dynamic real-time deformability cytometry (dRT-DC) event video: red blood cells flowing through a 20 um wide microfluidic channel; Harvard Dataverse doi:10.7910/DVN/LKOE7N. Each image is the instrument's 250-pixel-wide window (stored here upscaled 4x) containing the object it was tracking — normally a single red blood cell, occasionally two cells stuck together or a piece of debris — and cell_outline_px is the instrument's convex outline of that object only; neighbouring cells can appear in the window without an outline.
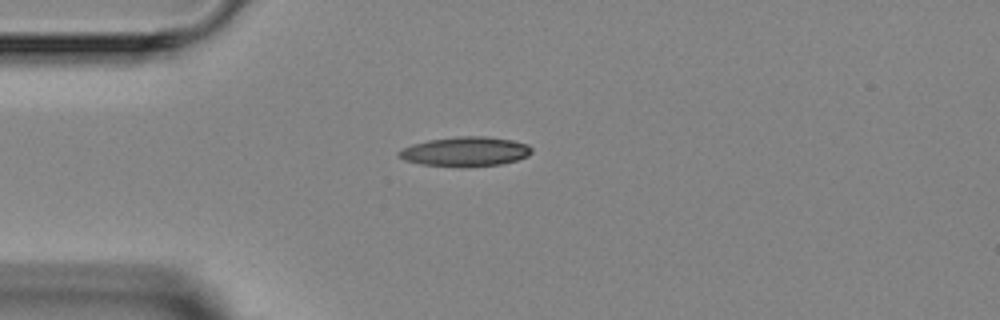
{"species": "Egyptian fruit bat (a non-hibernating species)", "species_latin": "Rousettus aegyptiacus", "temperature_condition": "room temperature", "stored_images_in_passage": 1, "camera_frame_rate_fps": 3000, "um_per_image_px": 0.085, "animal": {"sex": "female"}, "frame": {"image": 1, "passage_image": 1, "time_ms": 0.0, "image_size_px": [1000, 320], "cell_outline_px": [[532, 152], [528, 156], [516, 160], [500, 164], [468, 168], [460, 168], [420, 164], [404, 160], [396, 156], [396, 152], [412, 144], [428, 140], [456, 136], [488, 136], [512, 140], [528, 144], [532, 148]], "centroid_in_image_um": [39.53, 12.89], "position_along_channel_um": 45.5, "area_um2": 23.35}}